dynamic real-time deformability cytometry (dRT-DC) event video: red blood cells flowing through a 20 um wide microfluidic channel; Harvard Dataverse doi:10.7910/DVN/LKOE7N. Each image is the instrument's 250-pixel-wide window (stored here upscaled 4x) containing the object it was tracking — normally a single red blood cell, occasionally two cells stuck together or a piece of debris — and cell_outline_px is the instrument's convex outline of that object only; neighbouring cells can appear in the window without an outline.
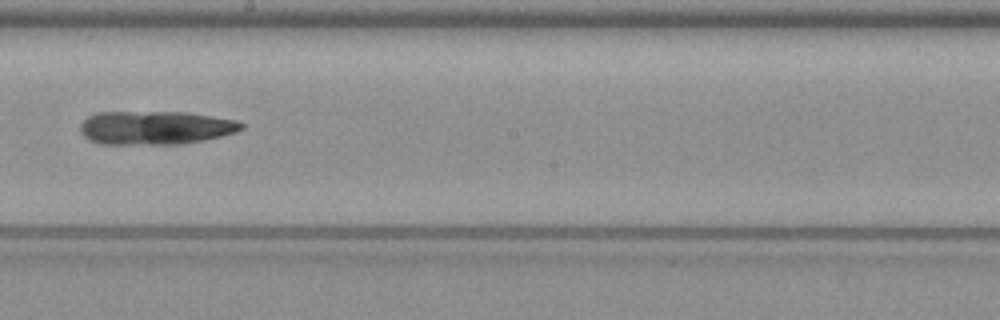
{"species": "common noctule bat (a hibernating species)", "species_latin": "Nyctalus noctula", "temperature_condition": "warm", "stored_images_in_passage": 40, "camera_frame_rate_fps": 3000, "um_per_image_px": 0.085, "animal": {"sex": "female", "body_mass_g": 19.3, "forearm_length_mm": 54.1}, "frame": {"image": 1, "passage_image": 18, "time_ms": 5.667, "image_size_px": [1000, 320], "cell_outline_px": [[244, 128], [236, 132], [204, 140], [180, 144], [100, 144], [88, 140], [80, 132], [80, 124], [88, 116], [96, 112], [188, 112], [236, 120], [244, 124]], "centroid_in_image_um": [13.18, 10.85], "position_along_channel_um": 235.0, "area_um2": 31.73}}